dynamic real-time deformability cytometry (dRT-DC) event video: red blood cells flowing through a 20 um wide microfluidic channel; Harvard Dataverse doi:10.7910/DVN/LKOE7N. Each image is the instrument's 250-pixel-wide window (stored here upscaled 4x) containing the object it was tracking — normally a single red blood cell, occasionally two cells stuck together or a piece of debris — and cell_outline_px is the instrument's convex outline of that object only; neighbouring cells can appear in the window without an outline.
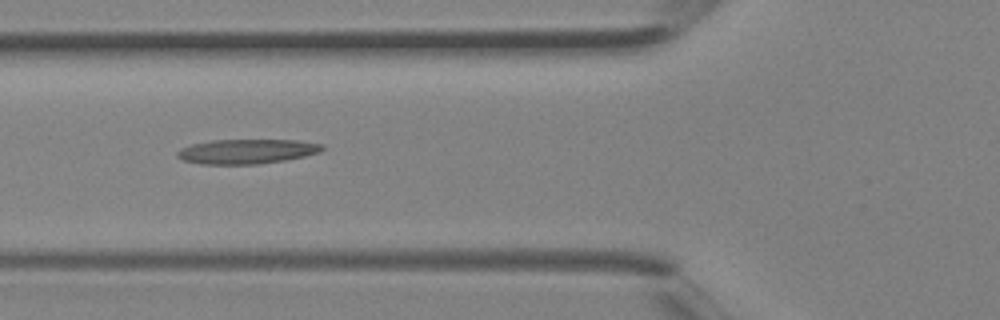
{"species": "Egyptian fruit bat (a non-hibernating species)", "species_latin": "Rousettus aegyptiacus", "temperature_condition": "room temperature", "stored_images_in_passage": 6, "camera_frame_rate_fps": 3000, "um_per_image_px": 0.085, "animal": {"sex": "female"}, "frame": {"image": 1, "passage_image": 5, "time_ms": 1.333, "image_size_px": [1000, 320], "cell_outline_px": [[324, 148], [320, 152], [304, 156], [284, 160], [256, 164], [200, 164], [184, 160], [176, 156], [176, 152], [180, 148], [192, 144], [212, 140], [296, 140], [324, 144]], "centroid_in_image_um": [20.97, 12.86], "position_along_channel_um": 104.8, "area_um2": 20.75}}
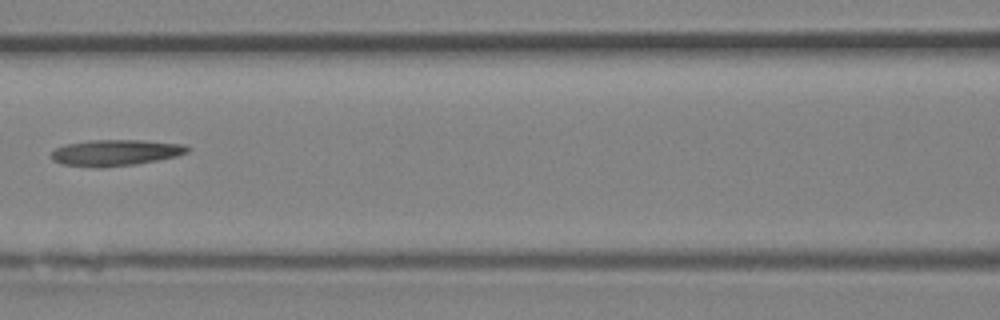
{"frame": {"image": 2, "passage_image": 6, "time_ms": 1.667, "image_size_px": [1000, 320], "cell_outline_px": [[192, 148], [188, 152], [176, 156], [136, 164], [104, 168], [96, 168], [64, 164], [52, 160], [52, 152], [56, 148], [64, 144], [92, 140], [144, 140], [184, 144]], "centroid_in_image_um": [9.84, 12.98], "position_along_channel_um": 156.8, "area_um2": 20.87}}